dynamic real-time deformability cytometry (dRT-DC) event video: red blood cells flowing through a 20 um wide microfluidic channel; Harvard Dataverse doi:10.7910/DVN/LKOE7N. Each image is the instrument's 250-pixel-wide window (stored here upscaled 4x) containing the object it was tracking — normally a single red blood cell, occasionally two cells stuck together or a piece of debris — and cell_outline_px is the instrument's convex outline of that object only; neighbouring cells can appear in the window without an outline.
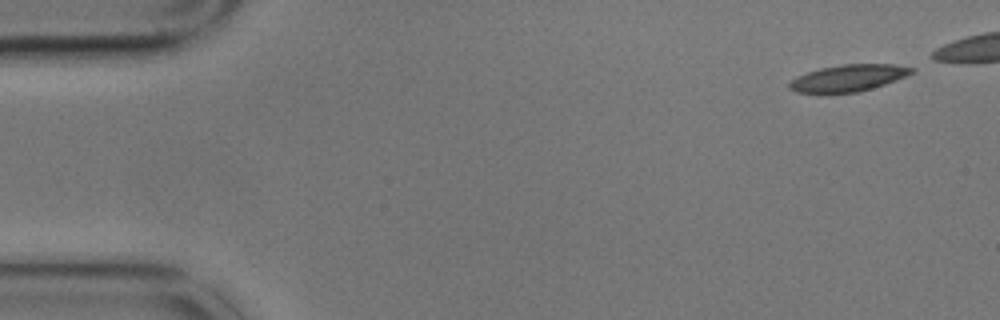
{"species": "common noctule bat (a hibernating species)", "species_latin": "Nyctalus noctula", "temperature_condition": "cold", "stored_images_in_passage": 2, "camera_frame_rate_fps": 3000, "um_per_image_px": 0.085, "animal": {"sex": "male", "body_mass_g": 17.9}, "frame": {"image": 1, "passage_image": 2, "time_ms": 0.333, "image_size_px": [1000, 320], "cell_outline_px": [[916, 72], [896, 80], [872, 88], [856, 92], [796, 92], [788, 88], [788, 84], [792, 80], [808, 72], [820, 68], [840, 64], [892, 64], [916, 68]], "centroid_in_image_um": [72.16, 6.61], "position_along_channel_um": 12.8, "area_um2": 18.79}}